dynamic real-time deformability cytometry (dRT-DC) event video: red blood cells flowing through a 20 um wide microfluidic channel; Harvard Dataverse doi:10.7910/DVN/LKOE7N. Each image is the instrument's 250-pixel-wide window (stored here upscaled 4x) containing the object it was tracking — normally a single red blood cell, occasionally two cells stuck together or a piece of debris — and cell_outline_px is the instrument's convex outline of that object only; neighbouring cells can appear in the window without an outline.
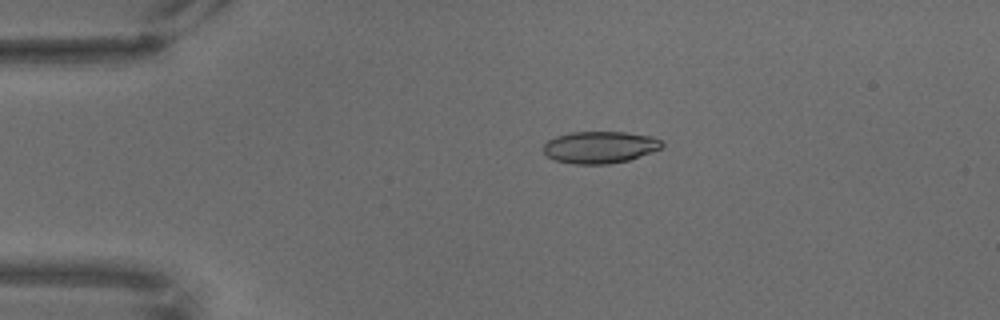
{"species": "common noctule bat (a hibernating species)", "species_latin": "Nyctalus noctula", "temperature_condition": "warm", "stored_images_in_passage": 37, "camera_frame_rate_fps": 3000, "um_per_image_px": 0.085, "animal": {"sex": "male", "body_mass_g": 18.8}, "frame": {"image": 1, "passage_image": 1, "time_ms": 0.0, "image_size_px": [1000, 320], "cell_outline_px": [[664, 144], [660, 148], [652, 152], [628, 160], [608, 164], [576, 164], [556, 160], [548, 156], [544, 152], [544, 144], [548, 140], [556, 136], [572, 132], [628, 132], [652, 136], [660, 140]], "centroid_in_image_um": [51.0, 12.5], "position_along_channel_um": 34.0, "area_um2": 21.96}}
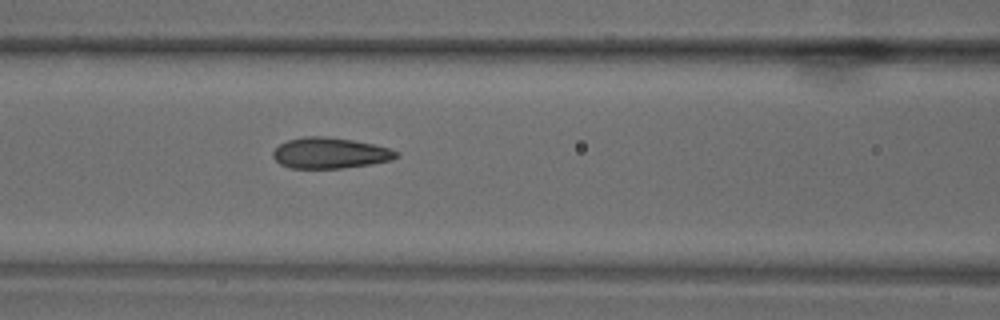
{"frame": {"image": 2, "passage_image": 16, "time_ms": 5.0, "image_size_px": [1000, 320], "cell_outline_px": [[400, 156], [392, 160], [372, 164], [340, 168], [292, 168], [280, 164], [272, 156], [272, 152], [280, 144], [288, 140], [304, 136], [324, 136], [352, 140], [372, 144], [388, 148], [400, 152]], "centroid_in_image_um": [28.07, 13.01], "position_along_channel_um": 138.5, "area_um2": 22.14}}
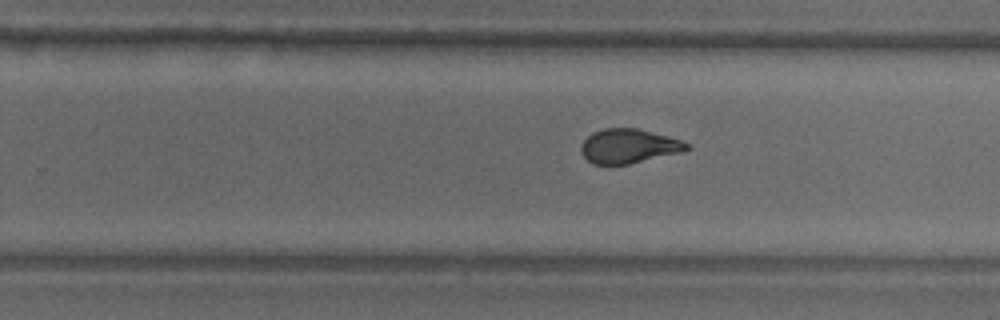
{"frame": {"image": 3, "passage_image": 30, "time_ms": 9.667, "image_size_px": [1000, 320], "cell_outline_px": [[688, 148], [684, 152], [628, 164], [592, 164], [580, 152], [580, 144], [592, 132], [604, 128], [636, 128], [668, 136], [680, 140], [688, 144]], "centroid_in_image_um": [53.41, 12.42], "position_along_channel_um": 276.4, "area_um2": 21.1}}